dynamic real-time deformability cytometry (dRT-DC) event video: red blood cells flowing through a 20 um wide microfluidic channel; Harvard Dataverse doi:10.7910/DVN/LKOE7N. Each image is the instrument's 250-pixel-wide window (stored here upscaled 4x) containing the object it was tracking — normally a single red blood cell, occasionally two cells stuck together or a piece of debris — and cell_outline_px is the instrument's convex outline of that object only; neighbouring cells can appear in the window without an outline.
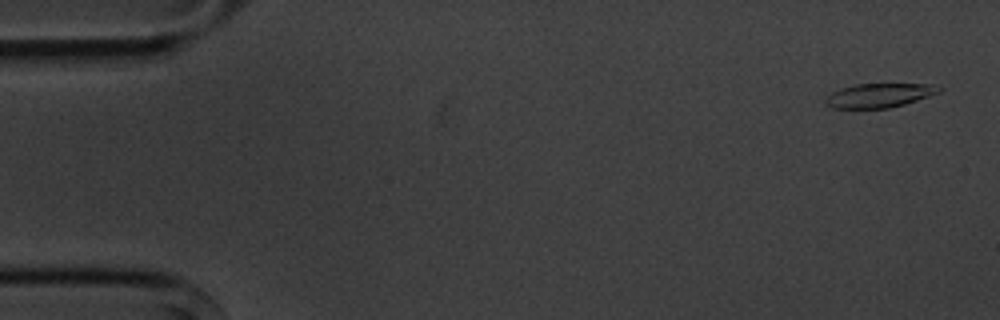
{"species": "common noctule bat (a hibernating species)", "species_latin": "Nyctalus noctula", "temperature_condition": "cold", "stored_images_in_passage": 5, "camera_frame_rate_fps": 3000, "um_per_image_px": 0.085, "animal": {"sex": "male", "body_mass_g": 20.1, "forearm_length_mm": 53.5}, "frame": {"image": 1, "passage_image": 1, "time_ms": 0.0, "image_size_px": [1000, 320], "cell_outline_px": [[944, 88], [940, 92], [904, 104], [888, 108], [832, 108], [824, 100], [832, 92], [840, 88], [856, 84], [932, 84]], "centroid_in_image_um": [74.74, 8.1], "position_along_channel_um": 10.3, "area_um2": 15.78}}
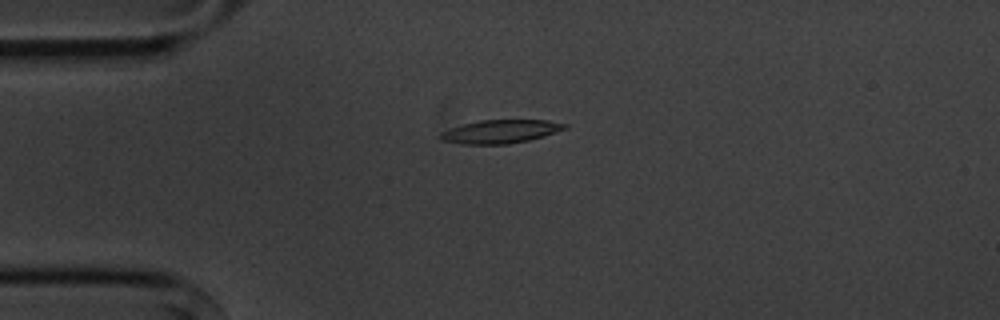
{"frame": {"image": 2, "passage_image": 4, "time_ms": 3.667, "image_size_px": [1000, 320], "cell_outline_px": [[568, 128], [544, 136], [528, 140], [508, 144], [460, 144], [440, 140], [436, 136], [440, 132], [464, 124], [480, 120], [548, 120], [568, 124]], "centroid_in_image_um": [42.52, 11.18], "position_along_channel_um": 42.5, "area_um2": 17.05}}